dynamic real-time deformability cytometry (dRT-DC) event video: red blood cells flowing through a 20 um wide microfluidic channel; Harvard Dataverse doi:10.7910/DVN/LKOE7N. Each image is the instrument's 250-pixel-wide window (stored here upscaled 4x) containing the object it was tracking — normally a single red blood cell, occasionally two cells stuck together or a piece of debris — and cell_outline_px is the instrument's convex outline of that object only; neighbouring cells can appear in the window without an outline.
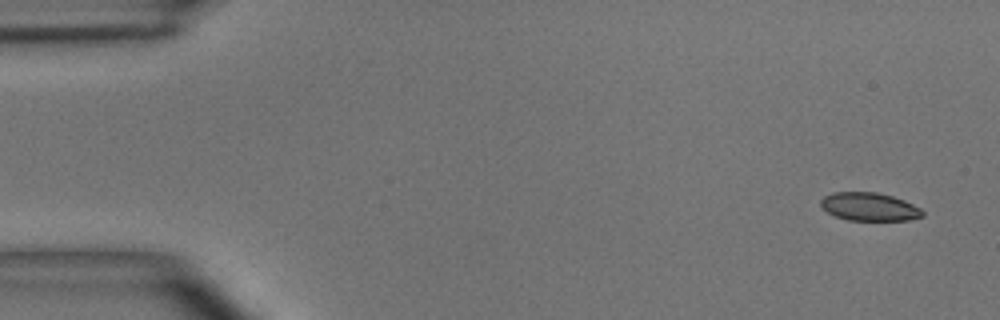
{"species": "common noctule bat (a hibernating species)", "species_latin": "Nyctalus noctula", "temperature_condition": "room temperature", "stored_images_in_passage": 4, "camera_frame_rate_fps": 3000, "um_per_image_px": 0.085, "animal": {"sex": "male", "body_mass_g": 15.6}, "frame": {"image": 1, "passage_image": 1, "time_ms": 0.0, "image_size_px": [1000, 320], "cell_outline_px": [[924, 216], [908, 220], [848, 220], [836, 216], [828, 212], [820, 204], [820, 200], [824, 196], [832, 192], [876, 192], [892, 196], [904, 200], [920, 208], [924, 212]], "centroid_in_image_um": [73.9, 17.57], "position_along_channel_um": 11.1, "area_um2": 16.65}}